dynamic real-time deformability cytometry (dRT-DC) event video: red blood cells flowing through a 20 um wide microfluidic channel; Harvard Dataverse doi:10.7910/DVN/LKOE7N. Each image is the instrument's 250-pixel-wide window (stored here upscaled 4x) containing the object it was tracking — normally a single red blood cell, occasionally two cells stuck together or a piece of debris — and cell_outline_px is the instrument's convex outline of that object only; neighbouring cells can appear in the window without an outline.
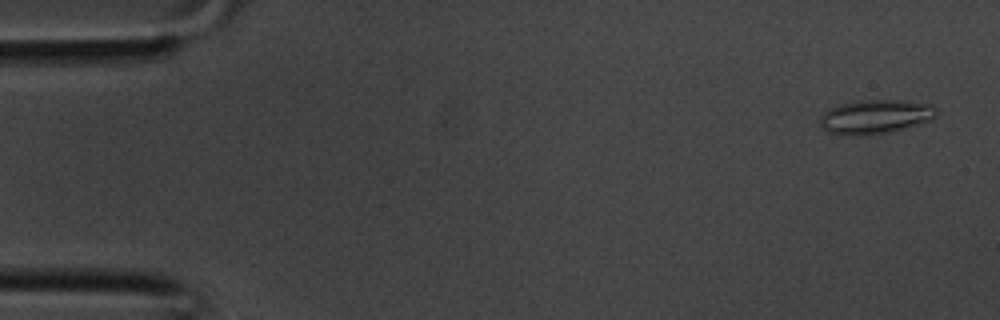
{"species": "common noctule bat (a hibernating species)", "species_latin": "Nyctalus noctula", "temperature_condition": "room temperature", "stored_images_in_passage": 37, "camera_frame_rate_fps": 3000, "um_per_image_px": 0.085, "animal": {"sex": "male", "body_mass_g": 20.1, "forearm_length_mm": 53.5}, "frame": {"image": 1, "passage_image": 2, "time_ms": 0.333, "image_size_px": [1000, 320], "cell_outline_px": [[936, 112], [932, 120], [920, 124], [888, 132], [860, 136], [856, 136], [828, 132], [820, 124], [820, 116], [828, 108], [840, 104], [860, 100], [900, 100], [932, 104], [936, 108]], "centroid_in_image_um": [74.4, 9.91], "position_along_channel_um": 10.6, "area_um2": 23.12}}
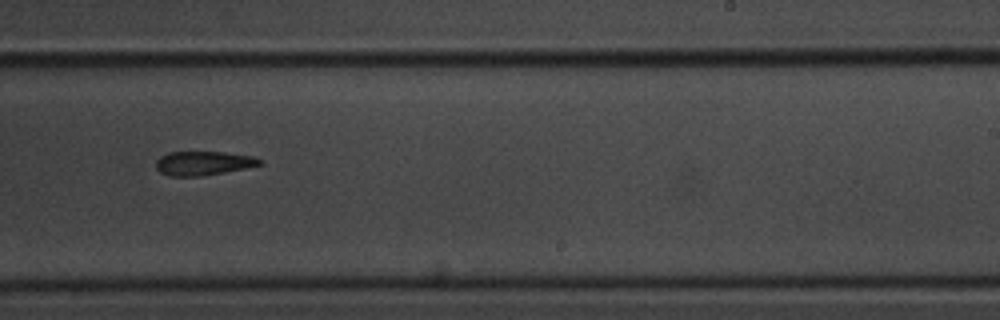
{"frame": {"image": 2, "passage_image": 23, "time_ms": 7.333, "image_size_px": [1000, 320], "cell_outline_px": [[264, 164], [224, 172], [200, 176], [168, 176], [160, 172], [156, 168], [156, 160], [160, 156], [168, 152], [224, 152], [252, 156], [260, 160]], "centroid_in_image_um": [17.24, 13.87], "position_along_channel_um": 271.8, "area_um2": 14.45}}
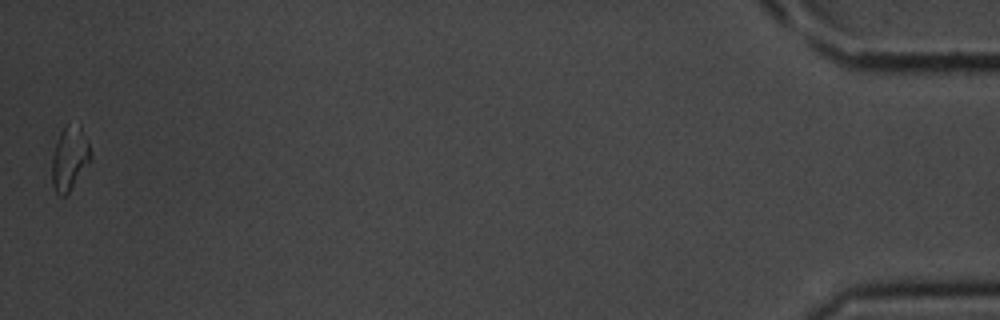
{"frame": {"image": 3, "passage_image": 37, "time_ms": 12.0, "image_size_px": [1000, 320], "cell_outline_px": [[92, 160], [68, 192], [64, 196], [60, 196], [56, 192], [52, 184], [52, 156], [60, 132], [64, 124], [80, 124], [88, 144], [92, 156]], "centroid_in_image_um": [5.92, 13.44], "position_along_channel_um": 429.3, "area_um2": 14.39}}